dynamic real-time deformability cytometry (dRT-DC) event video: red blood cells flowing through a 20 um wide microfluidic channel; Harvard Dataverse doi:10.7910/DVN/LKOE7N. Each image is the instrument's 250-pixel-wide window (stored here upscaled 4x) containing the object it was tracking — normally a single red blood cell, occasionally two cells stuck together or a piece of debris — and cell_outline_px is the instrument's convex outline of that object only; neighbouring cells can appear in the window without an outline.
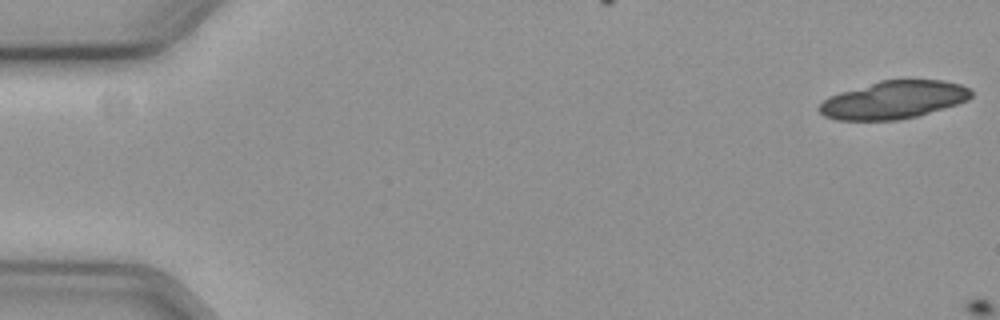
{"species": "common noctule bat (a hibernating species)", "species_latin": "Nyctalus noctula", "temperature_condition": "cold", "stored_images_in_passage": 5, "camera_frame_rate_fps": 3000, "um_per_image_px": 0.085, "animal": {"sex": "female", "body_mass_g": 19.3, "forearm_length_mm": 54.1}, "frame": {"image": 1, "passage_image": 1, "time_ms": 0.0, "image_size_px": [1000, 320], "cell_outline_px": [[972, 96], [968, 100], [956, 104], [916, 116], [896, 120], [836, 120], [824, 116], [816, 108], [828, 96], [840, 92], [880, 80], [944, 80], [960, 84], [968, 88], [972, 92]], "centroid_in_image_um": [75.93, 8.49], "position_along_channel_um": 9.1, "area_um2": 33.35}}